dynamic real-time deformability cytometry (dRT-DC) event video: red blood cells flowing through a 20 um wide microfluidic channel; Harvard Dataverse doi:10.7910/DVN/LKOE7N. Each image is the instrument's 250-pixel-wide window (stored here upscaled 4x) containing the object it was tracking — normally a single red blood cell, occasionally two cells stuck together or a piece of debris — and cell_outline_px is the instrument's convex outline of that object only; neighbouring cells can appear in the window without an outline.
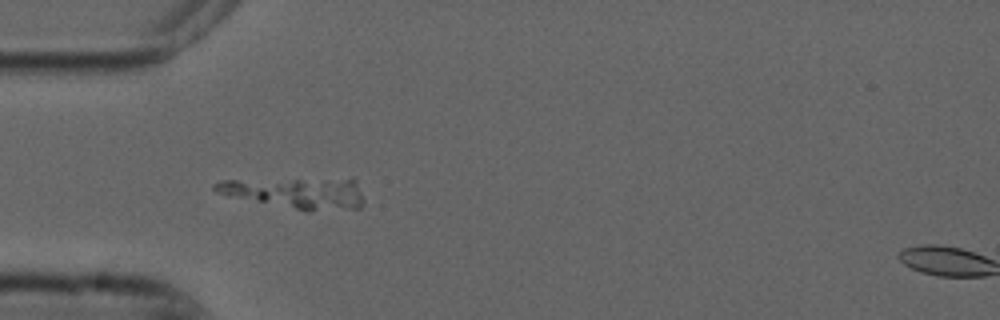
{"species": "common noctule bat (a hibernating species)", "species_latin": "Nyctalus noctula", "temperature_condition": "cold", "stored_images_in_passage": 43, "camera_frame_rate_fps": 3000, "um_per_image_px": 0.085, "animal": {"sex": "male", "forearm_length_mm": 52.5}, "frame": {"image": 1, "passage_image": 5, "time_ms": 1.333, "image_size_px": [1000, 320], "cell_outline_px": [[364, 204], [360, 208], [308, 212], [304, 212], [228, 196], [216, 192], [212, 188], [212, 184], [224, 180], [352, 176], [364, 200]], "centroid_in_image_um": [25.22, 16.37], "position_along_channel_um": 59.8, "area_um2": 28.61}}
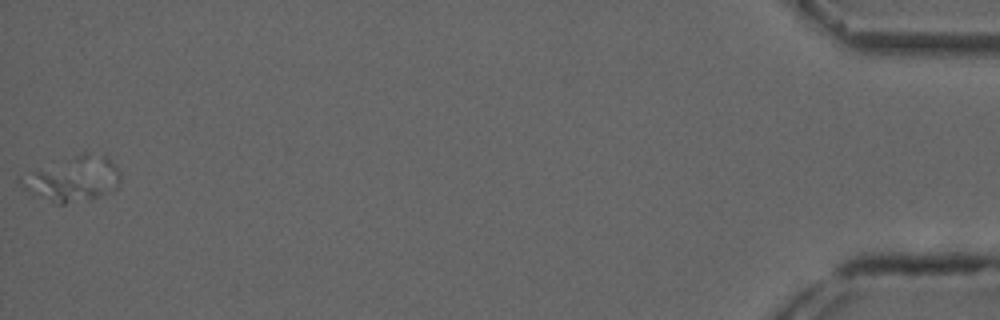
{"frame": {"image": 2, "passage_image": 43, "time_ms": 14.0, "image_size_px": [1000, 320], "cell_outline_px": [[120, 184], [112, 192], [88, 200], [64, 204], [56, 204], [32, 196], [16, 180], [84, 152], [108, 156], [120, 172]], "centroid_in_image_um": [6.27, 15.26], "position_along_channel_um": 428.9, "area_um2": 25.61}}